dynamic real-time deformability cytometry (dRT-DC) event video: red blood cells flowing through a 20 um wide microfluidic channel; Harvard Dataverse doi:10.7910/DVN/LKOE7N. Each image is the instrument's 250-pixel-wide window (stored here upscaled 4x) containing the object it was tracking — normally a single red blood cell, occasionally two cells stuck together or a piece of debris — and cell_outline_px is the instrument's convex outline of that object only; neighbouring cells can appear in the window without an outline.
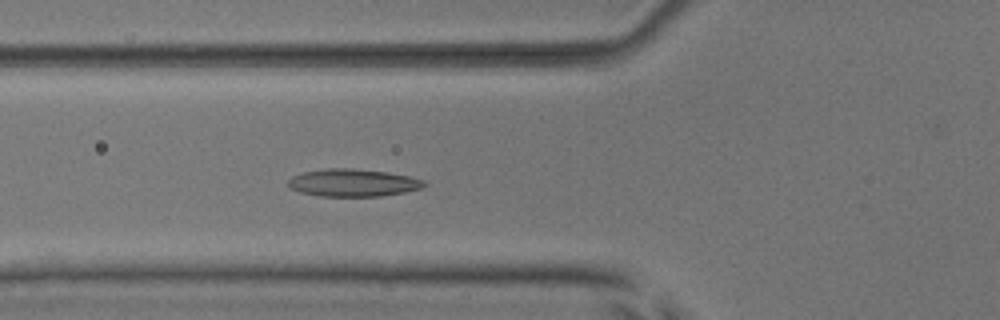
{"species": "common noctule bat (a hibernating species)", "species_latin": "Nyctalus noctula", "temperature_condition": "room temperature", "stored_images_in_passage": 36, "camera_frame_rate_fps": 3000, "um_per_image_px": 0.085, "animal": {"sex": "male", "body_mass_g": 17.9, "forearm_length_mm": 54.2}, "frame": {"image": 1, "passage_image": 6, "time_ms": 1.667, "image_size_px": [1000, 320], "cell_outline_px": [[428, 184], [420, 188], [404, 192], [380, 196], [320, 196], [300, 192], [288, 188], [288, 180], [292, 176], [304, 172], [328, 168], [352, 168], [388, 172], [408, 176], [424, 180]], "centroid_in_image_um": [29.98, 15.53], "position_along_channel_um": 95.8, "area_um2": 21.79}, "authors_computed_cell_mechanics": {"area_um2": 20.4034, "velocity_mm_per_s": 3.8782, "shape_relaxation_time_tau1_ms": 7.5059, "shape_relaxation_time_tau2_ms": 2.004, "deformation_change_tau1": 0.1628, "deformation_change_tau2": 0.0822}}